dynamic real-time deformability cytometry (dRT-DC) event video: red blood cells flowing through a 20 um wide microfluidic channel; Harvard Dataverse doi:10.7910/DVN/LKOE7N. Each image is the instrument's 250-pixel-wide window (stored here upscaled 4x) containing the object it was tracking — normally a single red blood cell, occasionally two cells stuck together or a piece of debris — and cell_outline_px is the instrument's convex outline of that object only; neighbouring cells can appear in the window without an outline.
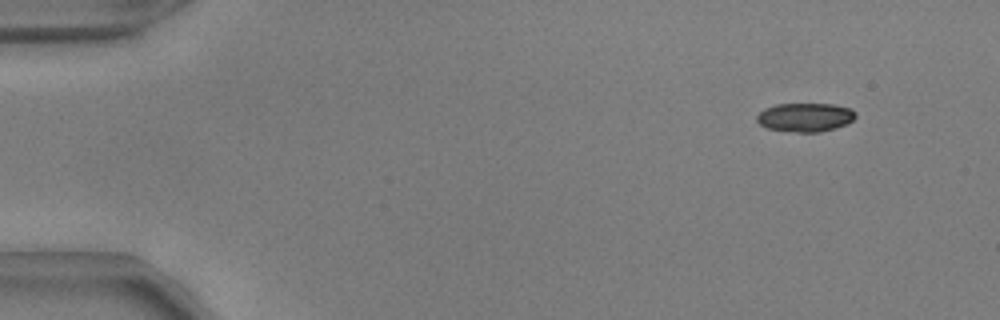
{"species": "common noctule bat (a hibernating species)", "species_latin": "Nyctalus noctula", "temperature_condition": "warm", "stored_images_in_passage": 50, "camera_frame_rate_fps": 3000, "um_per_image_px": 0.085, "animal": {"sex": "male", "body_mass_g": 17.9, "forearm_length_mm": 54.2}, "frame": {"image": 1, "passage_image": 2, "time_ms": 0.333, "image_size_px": [1000, 320], "cell_outline_px": [[852, 120], [844, 124], [832, 128], [812, 132], [804, 132], [772, 128], [764, 124], [760, 120], [760, 112], [768, 108], [780, 104], [824, 104], [848, 108], [852, 112]], "centroid_in_image_um": [68.46, 9.95], "position_along_channel_um": 16.5, "area_um2": 15.09}}
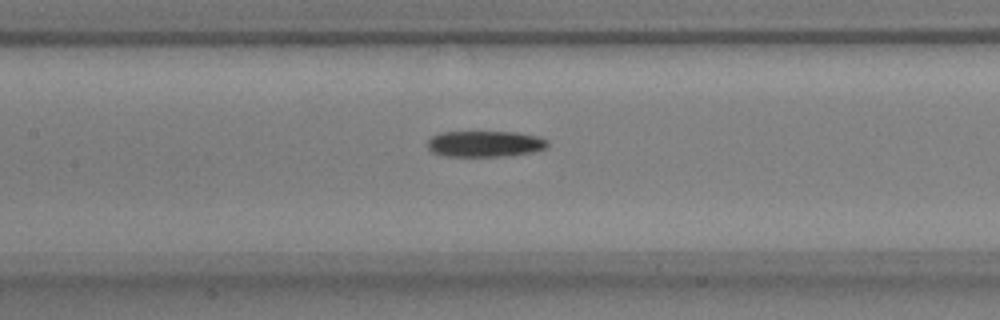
{"frame": {"image": 2, "passage_image": 22, "time_ms": 7.0, "image_size_px": [1000, 320], "cell_outline_px": [[544, 144], [540, 148], [516, 152], [440, 152], [432, 148], [432, 140], [436, 136], [460, 132], [496, 132], [528, 136], [544, 140]], "centroid_in_image_um": [41.23, 12.12], "position_along_channel_um": 166.2, "area_um2": 13.87}}
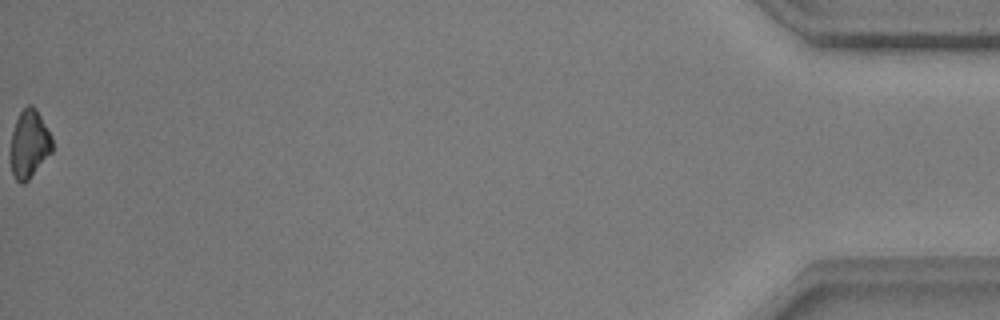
{"frame": {"image": 3, "passage_image": 50, "time_ms": 16.333, "image_size_px": [1000, 320], "cell_outline_px": [[52, 148], [32, 172], [24, 180], [16, 180], [12, 172], [12, 136], [20, 112], [24, 108], [32, 108], [36, 112], [48, 132], [52, 140]], "centroid_in_image_um": [2.46, 12.22], "position_along_channel_um": 432.7, "area_um2": 14.51}}